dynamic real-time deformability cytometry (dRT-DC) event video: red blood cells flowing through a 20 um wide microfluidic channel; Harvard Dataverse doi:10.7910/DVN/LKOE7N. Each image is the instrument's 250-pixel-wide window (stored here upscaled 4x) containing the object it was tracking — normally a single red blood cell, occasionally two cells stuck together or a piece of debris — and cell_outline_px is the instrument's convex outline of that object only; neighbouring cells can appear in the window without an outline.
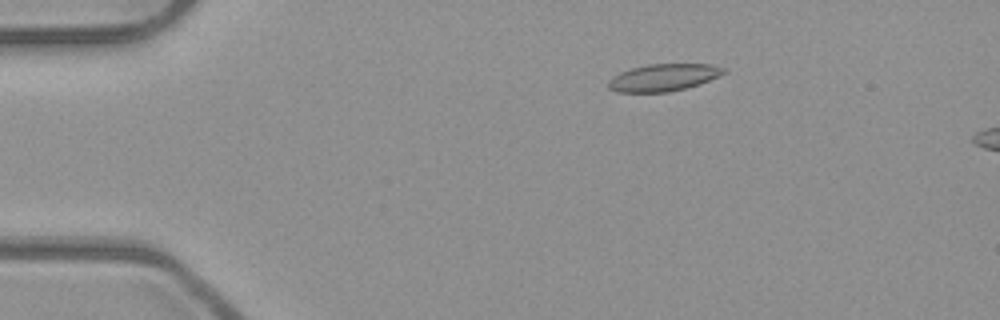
{"species": "common noctule bat (a hibernating species)", "species_latin": "Nyctalus noctula", "temperature_condition": "room temperature", "stored_images_in_passage": 5, "segment_of_instrument_passage": [1, 2], "camera_frame_rate_fps": 3000, "um_per_image_px": 0.085, "animal": {"sex": "male", "body_mass_g": 23.1, "forearm_length_mm": 52.7}, "frame": {"image": 1, "passage_image": 3, "time_ms": 0.667, "image_size_px": [1000, 320], "cell_outline_px": [[728, 72], [720, 76], [700, 84], [668, 92], [616, 92], [608, 88], [608, 80], [612, 76], [620, 72], [632, 68], [648, 64], [712, 64], [724, 68]], "centroid_in_image_um": [56.4, 6.58], "position_along_channel_um": 28.6, "area_um2": 18.38}}